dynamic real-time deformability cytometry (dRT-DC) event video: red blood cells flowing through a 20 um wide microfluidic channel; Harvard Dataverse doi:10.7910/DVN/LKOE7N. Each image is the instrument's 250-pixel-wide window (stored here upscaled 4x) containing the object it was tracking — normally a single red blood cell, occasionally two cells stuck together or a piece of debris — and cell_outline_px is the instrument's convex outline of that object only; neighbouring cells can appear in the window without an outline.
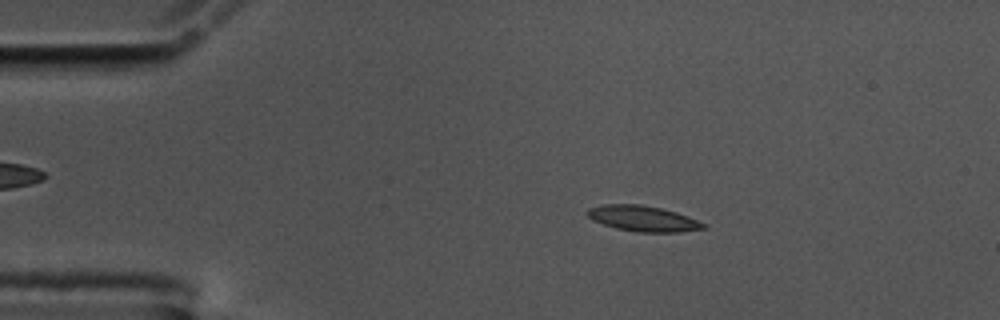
{"species": "common noctule bat (a hibernating species)", "species_latin": "Nyctalus noctula", "temperature_condition": "cold", "stored_images_in_passage": 29, "camera_frame_rate_fps": 3000, "um_per_image_px": 0.085, "animal": {"sex": "male", "body_mass_g": 17.5, "forearm_length_mm": 52.3}, "frame": {"image": 1, "passage_image": 10, "time_ms": 3.0, "image_size_px": [1000, 320], "cell_outline_px": [[708, 228], [680, 232], [636, 232], [616, 228], [592, 220], [584, 212], [588, 208], [604, 204], [640, 204], [660, 208], [676, 212], [688, 216], [708, 224]], "centroid_in_image_um": [54.67, 18.58], "position_along_channel_um": 30.3, "area_um2": 17.51}}
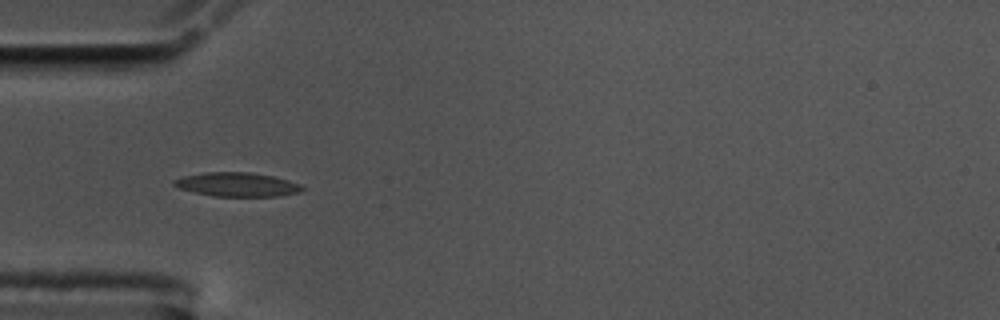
{"frame": {"image": 2, "passage_image": 17, "time_ms": 5.333, "image_size_px": [1000, 320], "cell_outline_px": [[304, 188], [300, 192], [280, 196], [212, 196], [180, 188], [172, 184], [172, 180], [184, 176], [204, 172], [248, 172], [272, 176], [288, 180], [300, 184]], "centroid_in_image_um": [20.15, 15.68], "position_along_channel_um": 64.8, "area_um2": 17.8}}